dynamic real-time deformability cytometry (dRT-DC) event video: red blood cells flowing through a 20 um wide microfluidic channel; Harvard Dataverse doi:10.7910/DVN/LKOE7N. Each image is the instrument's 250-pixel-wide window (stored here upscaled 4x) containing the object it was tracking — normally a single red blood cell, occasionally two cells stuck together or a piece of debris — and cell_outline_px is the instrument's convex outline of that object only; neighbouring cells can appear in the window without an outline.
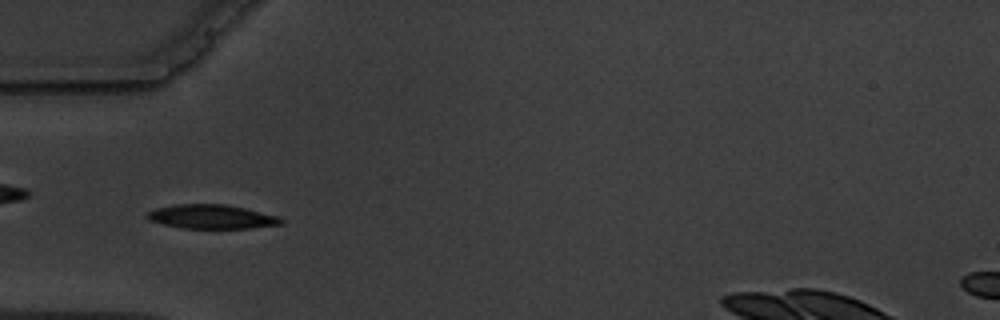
{"species": "common noctule bat (a hibernating species)", "species_latin": "Nyctalus noctula", "temperature_condition": "warm", "stored_images_in_passage": 5, "camera_frame_rate_fps": 3000, "um_per_image_px": 0.085, "animal": {"sex": "male", "body_mass_g": 19.5, "forearm_length_mm": 54.6}, "frame": {"image": 1, "passage_image": 3, "time_ms": 2.333, "image_size_px": [1000, 320], "cell_outline_px": [[284, 224], [252, 228], [184, 228], [164, 224], [148, 220], [144, 216], [148, 212], [156, 208], [176, 204], [224, 204], [244, 208], [280, 216], [284, 220]], "centroid_in_image_um": [18.02, 18.42], "position_along_channel_um": 67.0, "area_um2": 18.84}}
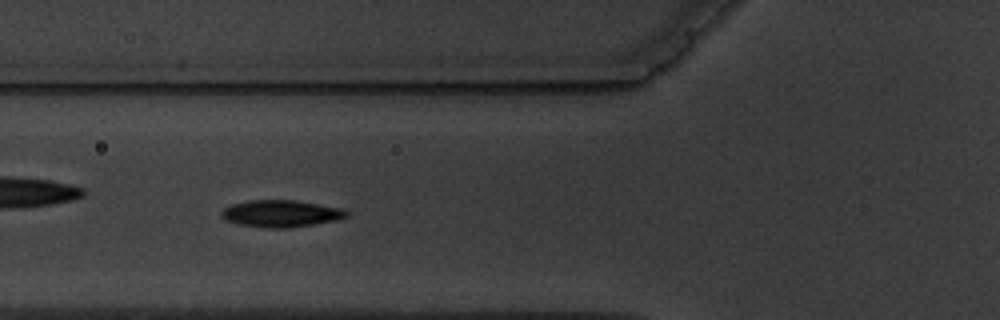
{"frame": {"image": 2, "passage_image": 4, "time_ms": 3.333, "image_size_px": [1000, 320], "cell_outline_px": [[352, 212], [348, 216], [336, 220], [288, 228], [268, 228], [236, 224], [224, 220], [220, 216], [220, 212], [224, 208], [232, 204], [248, 200], [296, 200], [344, 208]], "centroid_in_image_um": [23.88, 18.15], "position_along_channel_um": 101.9, "area_um2": 19.94}}